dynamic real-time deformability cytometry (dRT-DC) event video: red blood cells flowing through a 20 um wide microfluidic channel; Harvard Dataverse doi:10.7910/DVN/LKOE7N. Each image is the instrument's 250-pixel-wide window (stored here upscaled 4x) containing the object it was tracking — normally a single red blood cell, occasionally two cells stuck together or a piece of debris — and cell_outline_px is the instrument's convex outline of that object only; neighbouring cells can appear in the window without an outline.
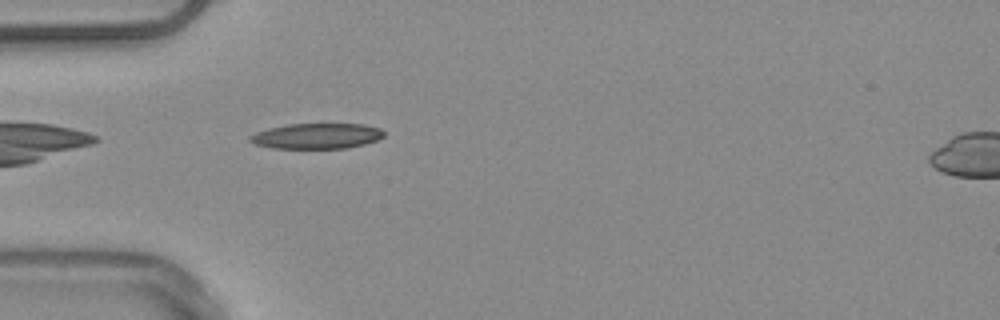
{"species": "common noctule bat (a hibernating species)", "species_latin": "Nyctalus noctula", "temperature_condition": "warm", "stored_images_in_passage": 37, "camera_frame_rate_fps": 3000, "um_per_image_px": 0.085, "animal": {"sex": "male", "body_mass_g": 20.4}, "frame": {"image": 1, "passage_image": 1, "time_ms": 0.0, "image_size_px": [1000, 320], "cell_outline_px": [[384, 136], [376, 140], [364, 144], [348, 148], [272, 148], [256, 144], [248, 140], [248, 136], [256, 132], [268, 128], [288, 124], [364, 124], [380, 128], [384, 132]], "centroid_in_image_um": [26.91, 11.56], "position_along_channel_um": 58.1, "area_um2": 19.88}, "authors_computed_cell_mechanics": {"area_um2": 19.4786, "velocity_mm_per_s": 3.9538, "shape_relaxation_time_tau1_ms": 5.9464, "shape_relaxation_time_tau2_ms": 8.4776, "deformation_change_tau1": 0.1477, "deformation_change_tau2": 0.1928}}